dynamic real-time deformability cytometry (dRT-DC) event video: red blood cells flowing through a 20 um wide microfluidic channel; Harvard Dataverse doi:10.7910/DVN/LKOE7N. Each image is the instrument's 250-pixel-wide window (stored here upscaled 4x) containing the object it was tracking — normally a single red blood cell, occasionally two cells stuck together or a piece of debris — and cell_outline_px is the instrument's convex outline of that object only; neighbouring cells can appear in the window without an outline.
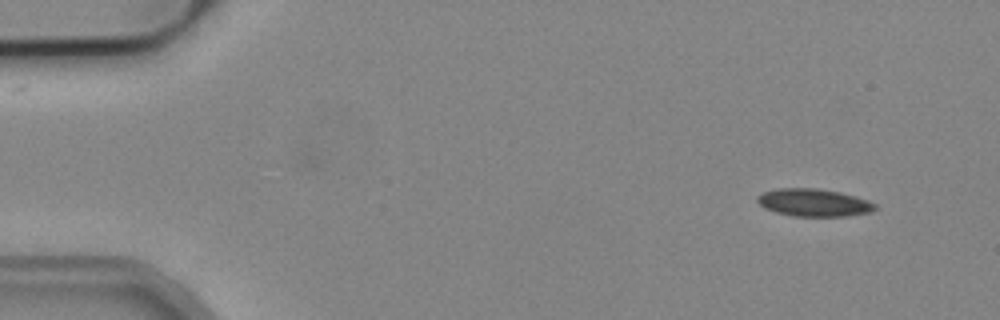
{"species": "common noctule bat (a hibernating species)", "species_latin": "Nyctalus noctula", "temperature_condition": "cold", "stored_images_in_passage": 4, "camera_frame_rate_fps": 3000, "um_per_image_px": 0.085, "animal": {"sex": "male", "body_mass_g": 19.2, "forearm_length_mm": 51.8}, "frame": {"image": 1, "passage_image": 1, "time_ms": 0.0, "image_size_px": [1000, 320], "cell_outline_px": [[876, 208], [868, 212], [844, 216], [792, 216], [776, 212], [764, 208], [756, 200], [756, 196], [764, 192], [776, 188], [816, 188], [840, 192], [856, 196], [868, 200], [876, 204]], "centroid_in_image_um": [69.14, 17.21], "position_along_channel_um": 15.9, "area_um2": 18.9}}
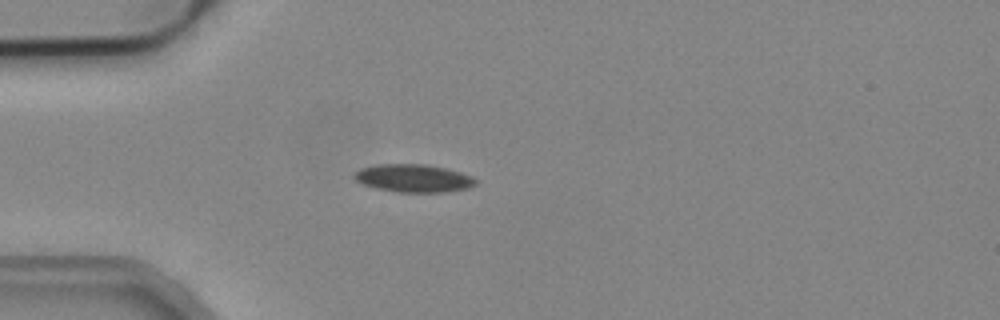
{"frame": {"image": 2, "passage_image": 4, "time_ms": 1.0, "image_size_px": [1000, 320], "cell_outline_px": [[476, 184], [468, 188], [444, 192], [396, 192], [376, 188], [364, 184], [356, 180], [352, 176], [360, 168], [376, 164], [424, 164], [448, 168], [472, 176], [476, 180]], "centroid_in_image_um": [35.15, 15.14], "position_along_channel_um": 49.9, "area_um2": 19.77}}